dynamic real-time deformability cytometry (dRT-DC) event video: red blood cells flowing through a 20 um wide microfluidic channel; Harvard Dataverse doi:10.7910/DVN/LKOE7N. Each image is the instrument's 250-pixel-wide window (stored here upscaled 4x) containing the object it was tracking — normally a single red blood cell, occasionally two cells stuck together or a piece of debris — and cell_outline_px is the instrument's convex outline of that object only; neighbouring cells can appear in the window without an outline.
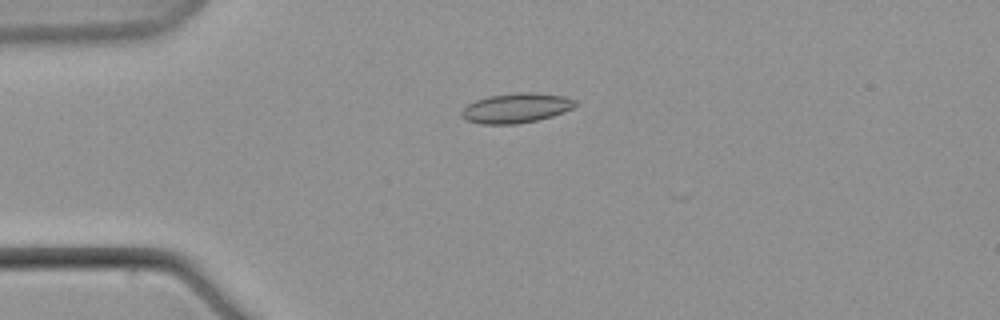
{"species": "common noctule bat (a hibernating species)", "species_latin": "Nyctalus noctula", "temperature_condition": "warm", "stored_images_in_passage": 3, "camera_frame_rate_fps": 3000, "um_per_image_px": 0.085, "animal": {"sex": "male", "body_mass_g": 21.5, "forearm_length_mm": 52.0}, "frame": {"image": 1, "passage_image": 1, "time_ms": 0.0, "image_size_px": [1000, 320], "cell_outline_px": [[580, 104], [564, 112], [552, 116], [536, 120], [516, 124], [480, 124], [468, 120], [460, 116], [460, 112], [468, 104], [476, 100], [488, 96], [520, 92], [536, 92], [564, 96], [576, 100]], "centroid_in_image_um": [43.9, 9.17], "position_along_channel_um": 41.1, "area_um2": 19.83}}